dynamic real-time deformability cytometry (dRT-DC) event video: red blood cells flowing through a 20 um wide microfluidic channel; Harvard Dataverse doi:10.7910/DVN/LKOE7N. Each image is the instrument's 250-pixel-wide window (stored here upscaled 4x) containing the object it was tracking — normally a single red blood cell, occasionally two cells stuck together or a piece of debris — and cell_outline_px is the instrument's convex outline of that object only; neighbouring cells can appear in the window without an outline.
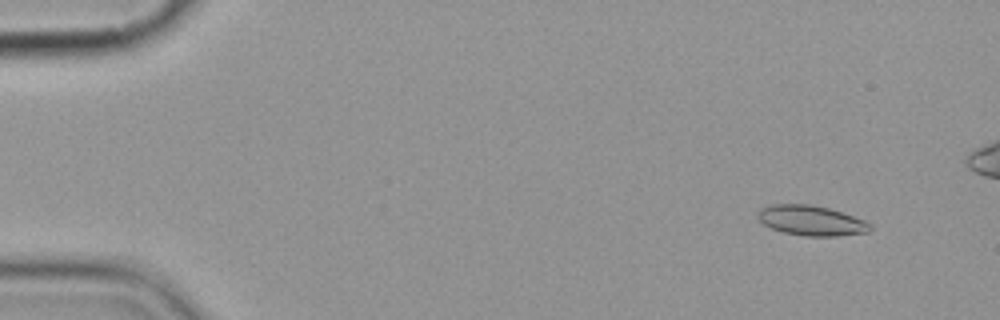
{"species": "common noctule bat (a hibernating species)", "species_latin": "Nyctalus noctula", "temperature_condition": "cold", "stored_images_in_passage": 9, "camera_frame_rate_fps": 3000, "um_per_image_px": 0.085, "animal": {"sex": "female", "body_mass_g": 19.9}, "frame": {"image": 1, "passage_image": 2, "time_ms": 1.0, "image_size_px": [1000, 320], "cell_outline_px": [[872, 228], [868, 232], [836, 236], [804, 236], [784, 232], [772, 228], [764, 224], [756, 216], [760, 208], [772, 204], [808, 204], [828, 208], [864, 220], [872, 224]], "centroid_in_image_um": [68.94, 18.74], "position_along_channel_um": 16.1, "area_um2": 19.54}}
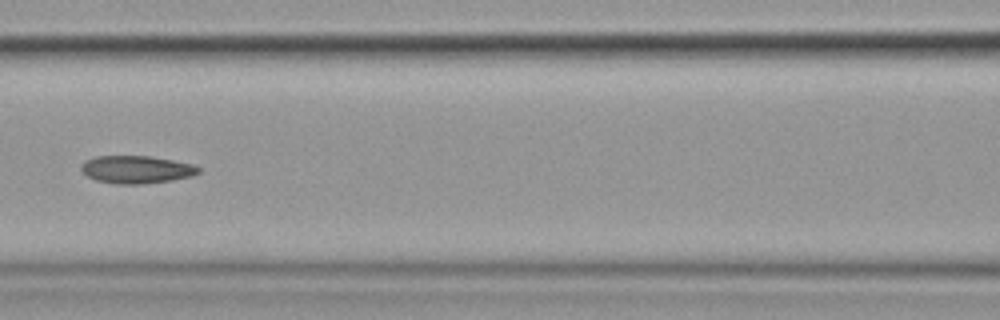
{"frame": {"image": 2, "passage_image": 8, "time_ms": 8.0, "image_size_px": [1000, 320], "cell_outline_px": [[200, 172], [192, 176], [172, 180], [140, 184], [116, 184], [96, 180], [88, 176], [80, 168], [80, 164], [84, 160], [96, 156], [148, 156], [172, 160], [192, 164], [200, 168]], "centroid_in_image_um": [11.58, 14.4], "position_along_channel_um": 155.0, "area_um2": 18.9}}
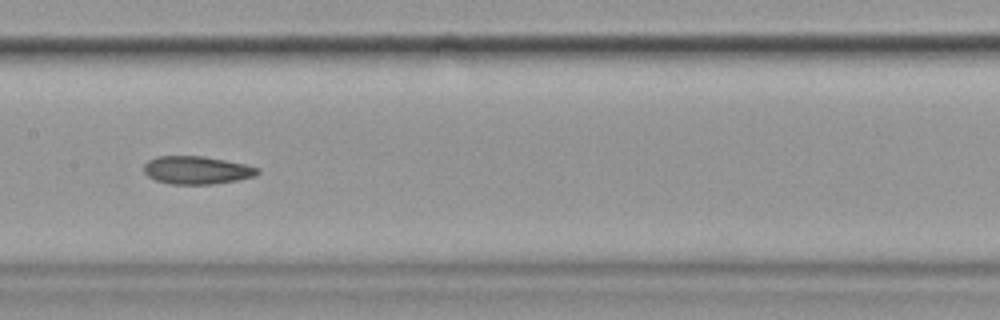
{"frame": {"image": 3, "passage_image": 9, "time_ms": 9.0, "image_size_px": [1000, 320], "cell_outline_px": [[260, 172], [256, 176], [236, 180], [212, 184], [172, 184], [156, 180], [148, 176], [144, 172], [144, 164], [148, 160], [156, 156], [204, 156], [244, 164], [260, 168]], "centroid_in_image_um": [16.72, 14.45], "position_along_channel_um": 190.7, "area_um2": 18.5}}